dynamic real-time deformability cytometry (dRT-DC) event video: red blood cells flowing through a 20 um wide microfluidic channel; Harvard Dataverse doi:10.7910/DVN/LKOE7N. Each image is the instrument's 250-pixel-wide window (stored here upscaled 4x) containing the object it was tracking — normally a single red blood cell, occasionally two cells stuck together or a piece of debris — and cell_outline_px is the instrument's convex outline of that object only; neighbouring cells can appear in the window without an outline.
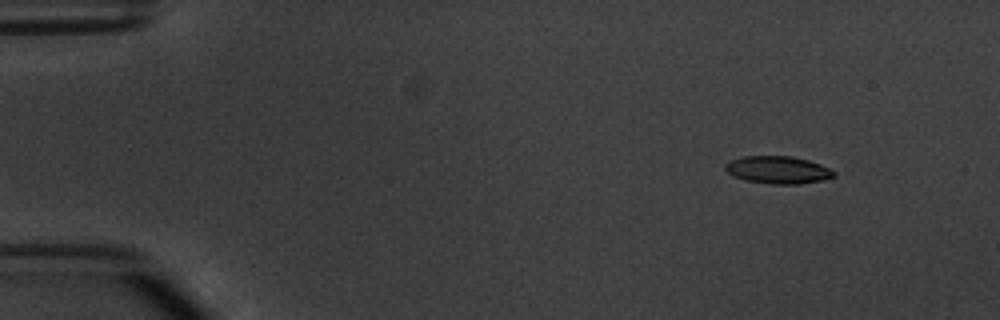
{"species": "common noctule bat (a hibernating species)", "species_latin": "Nyctalus noctula", "temperature_condition": "warm", "stored_images_in_passage": 5, "camera_frame_rate_fps": 3000, "um_per_image_px": 0.085, "animal": {"sex": "male", "body_mass_g": 20.1, "forearm_length_mm": 53.5}, "frame": {"image": 1, "passage_image": 1, "time_ms": 0.0, "image_size_px": [1000, 320], "cell_outline_px": [[836, 176], [824, 180], [800, 184], [772, 184], [744, 180], [732, 176], [724, 168], [724, 164], [732, 160], [744, 156], [792, 156], [808, 160], [820, 164], [836, 172]], "centroid_in_image_um": [66.13, 14.45], "position_along_channel_um": 18.9, "area_um2": 17.51}}
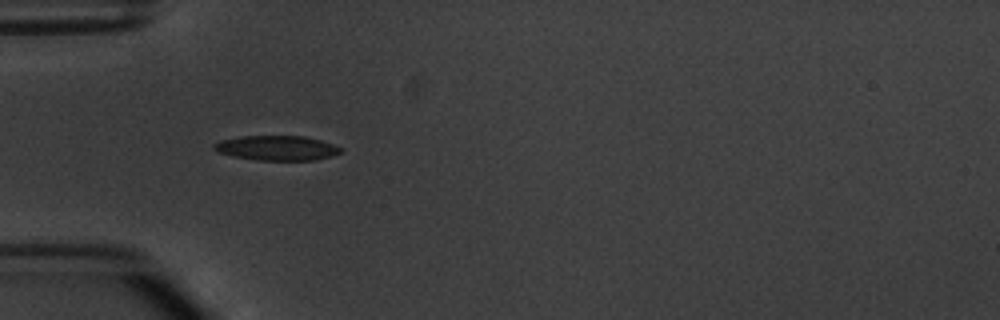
{"frame": {"image": 2, "passage_image": 4, "time_ms": 3.667, "image_size_px": [1000, 320], "cell_outline_px": [[344, 148], [340, 152], [332, 156], [316, 160], [256, 160], [232, 156], [216, 152], [212, 148], [212, 144], [220, 140], [244, 136], [304, 136], [320, 140]], "centroid_in_image_um": [23.5, 12.58], "position_along_channel_um": 61.5, "area_um2": 18.38}}